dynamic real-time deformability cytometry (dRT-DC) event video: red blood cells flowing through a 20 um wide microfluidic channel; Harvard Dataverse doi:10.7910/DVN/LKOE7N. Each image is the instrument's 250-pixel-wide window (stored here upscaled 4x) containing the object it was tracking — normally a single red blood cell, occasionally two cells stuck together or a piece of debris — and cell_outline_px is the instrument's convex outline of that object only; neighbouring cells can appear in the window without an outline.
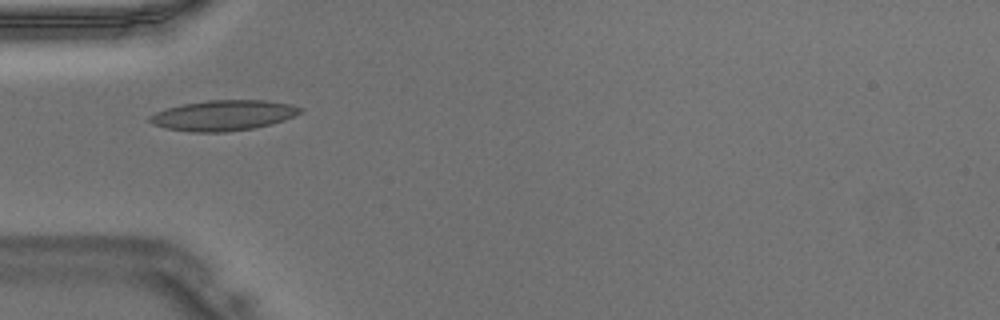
{"species": "Egyptian fruit bat (a non-hibernating species)", "species_latin": "Rousettus aegyptiacus", "temperature_condition": "warm", "stored_images_in_passage": 15, "camera_frame_rate_fps": 3000, "um_per_image_px": 0.085, "animal": {"sex": "male"}, "frame": {"image": 1, "passage_image": 1, "time_ms": 0.0, "image_size_px": [1000, 320], "cell_outline_px": [[304, 108], [300, 112], [284, 120], [272, 124], [252, 128], [224, 132], [192, 132], [164, 128], [152, 124], [148, 120], [148, 116], [156, 112], [168, 108], [184, 104], [208, 100], [268, 100], [292, 104]], "centroid_in_image_um": [18.98, 9.8], "position_along_channel_um": 66.0, "area_um2": 26.65}}
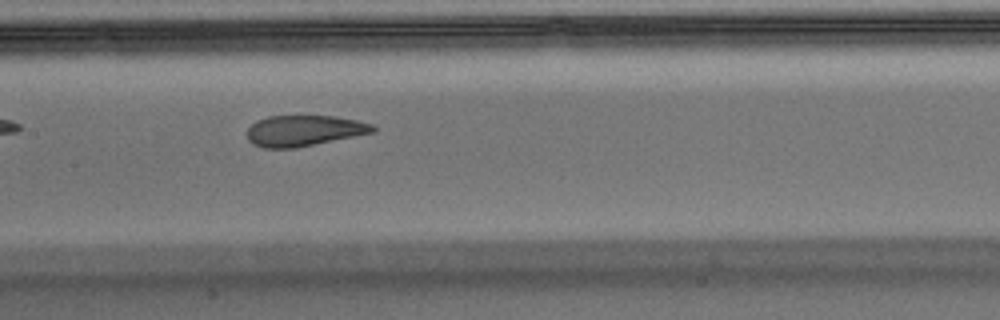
{"frame": {"image": 2, "passage_image": 9, "time_ms": 2.667, "image_size_px": [1000, 320], "cell_outline_px": [[376, 132], [296, 148], [264, 148], [252, 144], [248, 140], [248, 128], [256, 120], [268, 116], [332, 116], [356, 120], [372, 124], [376, 128]], "centroid_in_image_um": [25.84, 11.11], "position_along_channel_um": 181.6, "area_um2": 22.66}}